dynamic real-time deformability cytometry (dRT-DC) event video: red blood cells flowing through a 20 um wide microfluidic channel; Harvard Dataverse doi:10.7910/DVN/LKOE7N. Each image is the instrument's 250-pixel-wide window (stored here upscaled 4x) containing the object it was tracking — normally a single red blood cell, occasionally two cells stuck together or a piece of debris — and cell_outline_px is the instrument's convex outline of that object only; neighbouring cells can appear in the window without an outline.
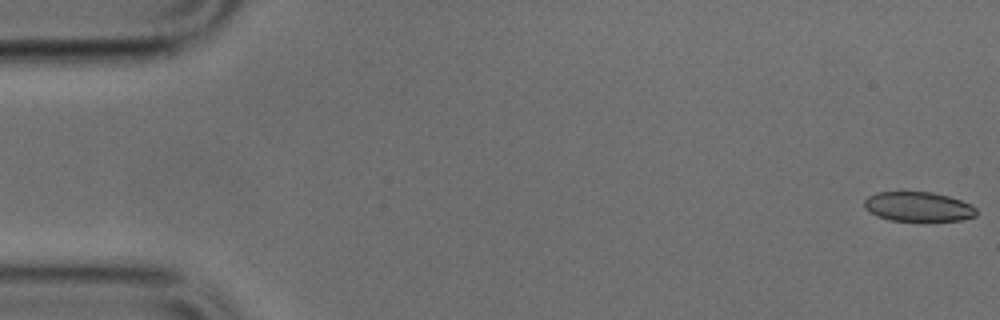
{"species": "common noctule bat (a hibernating species)", "species_latin": "Nyctalus noctula", "temperature_condition": "cold", "stored_images_in_passage": 28, "camera_frame_rate_fps": 3000, "um_per_image_px": 0.085, "animal": {"sex": "male", "body_mass_g": 17.9, "forearm_length_mm": 54.2}, "frame": {"image": 1, "passage_image": 1, "time_ms": 0.0, "image_size_px": [1000, 320], "cell_outline_px": [[976, 216], [960, 220], [888, 220], [876, 216], [868, 212], [864, 208], [864, 200], [868, 196], [876, 192], [932, 192], [948, 196], [972, 204], [976, 208]], "centroid_in_image_um": [78.01, 17.56], "position_along_channel_um": 7.0, "area_um2": 19.31}}
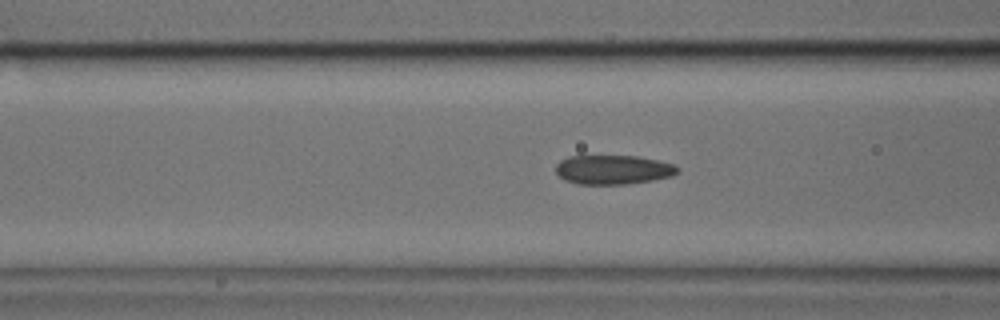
{"frame": {"image": 2, "passage_image": 19, "time_ms": 6.0, "image_size_px": [1000, 320], "cell_outline_px": [[680, 172], [672, 176], [652, 180], [624, 184], [576, 184], [564, 180], [556, 172], [556, 164], [560, 160], [568, 156], [636, 156], [676, 164], [680, 168]], "centroid_in_image_um": [52.13, 14.42], "position_along_channel_um": 114.5, "area_um2": 20.87}}